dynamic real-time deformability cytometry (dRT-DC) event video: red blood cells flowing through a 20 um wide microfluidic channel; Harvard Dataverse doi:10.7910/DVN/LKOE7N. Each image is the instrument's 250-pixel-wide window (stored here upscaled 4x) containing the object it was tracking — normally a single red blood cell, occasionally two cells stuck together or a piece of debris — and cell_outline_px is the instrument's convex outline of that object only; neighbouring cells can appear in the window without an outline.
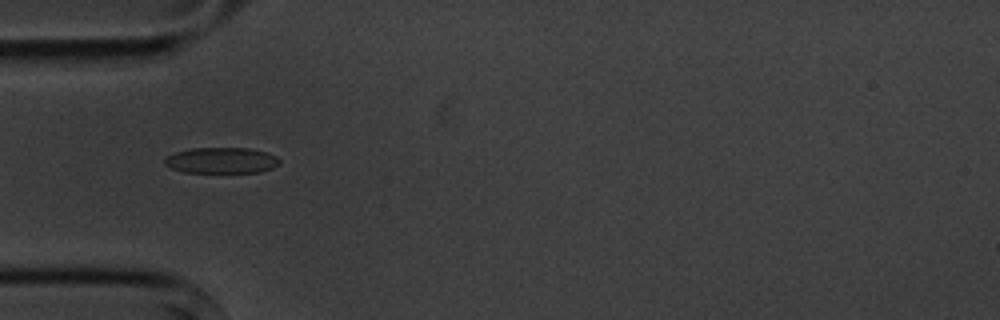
{"species": "common noctule bat (a hibernating species)", "species_latin": "Nyctalus noctula", "temperature_condition": "cold", "stored_images_in_passage": 6, "camera_frame_rate_fps": 3000, "um_per_image_px": 0.085, "animal": {"sex": "male", "body_mass_g": 20.1, "forearm_length_mm": 53.5}, "frame": {"image": 1, "passage_image": 4, "time_ms": 3.333, "image_size_px": [1000, 320], "cell_outline_px": [[280, 164], [272, 168], [260, 172], [184, 172], [172, 168], [164, 164], [164, 160], [168, 156], [176, 152], [192, 148], [248, 148], [264, 152], [276, 156], [280, 160]], "centroid_in_image_um": [18.84, 13.63], "position_along_channel_um": 66.2, "area_um2": 17.17}}
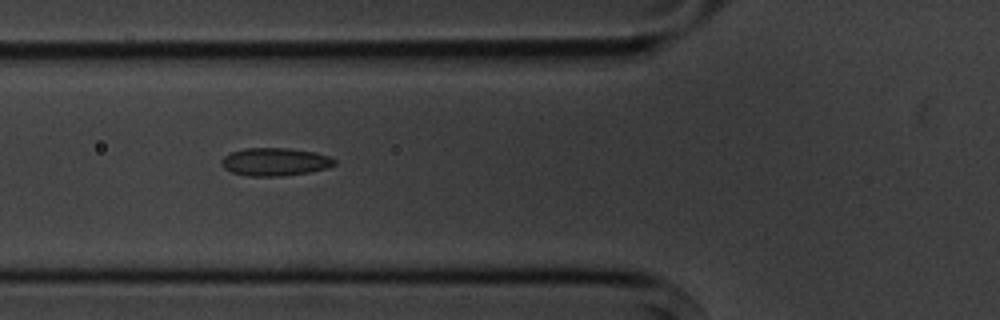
{"frame": {"image": 2, "passage_image": 5, "time_ms": 4.333, "image_size_px": [1000, 320], "cell_outline_px": [[336, 164], [328, 168], [308, 172], [284, 176], [248, 176], [232, 172], [224, 168], [220, 164], [220, 160], [224, 156], [232, 152], [244, 148], [288, 148], [316, 152], [332, 156], [336, 160]], "centroid_in_image_um": [23.4, 13.75], "position_along_channel_um": 102.4, "area_um2": 18.61}}
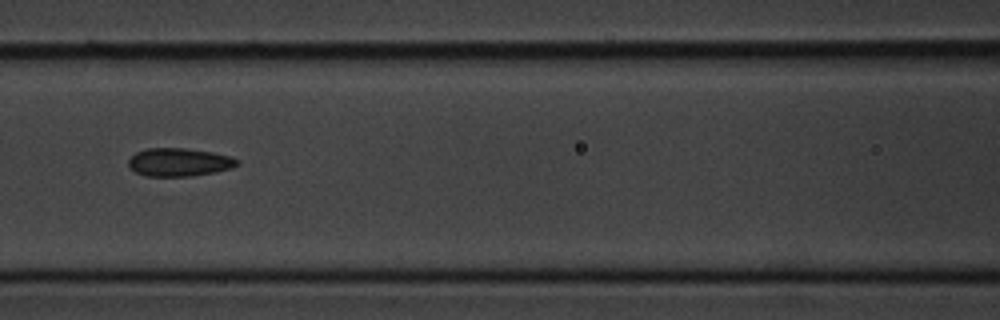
{"frame": {"image": 3, "passage_image": 6, "time_ms": 5.667, "image_size_px": [1000, 320], "cell_outline_px": [[240, 164], [232, 168], [216, 172], [192, 176], [148, 176], [136, 172], [128, 164], [128, 160], [136, 152], [148, 148], [184, 148], [212, 152], [232, 156], [240, 160]], "centroid_in_image_um": [15.29, 13.78], "position_along_channel_um": 151.3, "area_um2": 17.92}}